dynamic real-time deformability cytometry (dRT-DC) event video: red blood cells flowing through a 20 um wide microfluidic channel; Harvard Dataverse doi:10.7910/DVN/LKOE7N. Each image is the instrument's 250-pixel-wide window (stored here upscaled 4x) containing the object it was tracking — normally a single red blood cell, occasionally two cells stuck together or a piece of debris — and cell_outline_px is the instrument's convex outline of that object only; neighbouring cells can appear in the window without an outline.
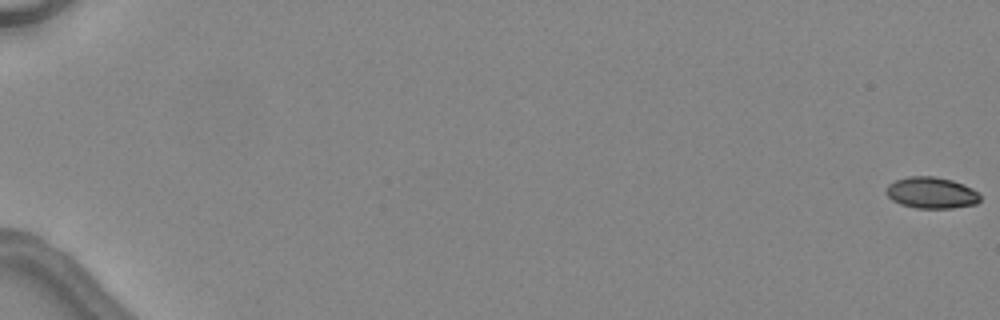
{"species": "common noctule bat (a hibernating species)", "species_latin": "Nyctalus noctula", "temperature_condition": "warm", "stored_images_in_passage": 8, "camera_frame_rate_fps": 3000, "um_per_image_px": 0.085, "animal": {"sex": "female", "body_mass_g": 24.6, "forearm_length_mm": 56.2}, "frame": {"image": 1, "passage_image": 1, "time_ms": 0.0, "image_size_px": [1000, 320], "cell_outline_px": [[980, 200], [976, 204], [952, 208], [916, 208], [900, 204], [892, 200], [884, 192], [888, 184], [896, 180], [908, 176], [932, 176], [952, 180], [964, 184], [972, 188], [980, 196]], "centroid_in_image_um": [79.15, 16.38], "position_along_channel_um": 5.9, "area_um2": 17.22}}